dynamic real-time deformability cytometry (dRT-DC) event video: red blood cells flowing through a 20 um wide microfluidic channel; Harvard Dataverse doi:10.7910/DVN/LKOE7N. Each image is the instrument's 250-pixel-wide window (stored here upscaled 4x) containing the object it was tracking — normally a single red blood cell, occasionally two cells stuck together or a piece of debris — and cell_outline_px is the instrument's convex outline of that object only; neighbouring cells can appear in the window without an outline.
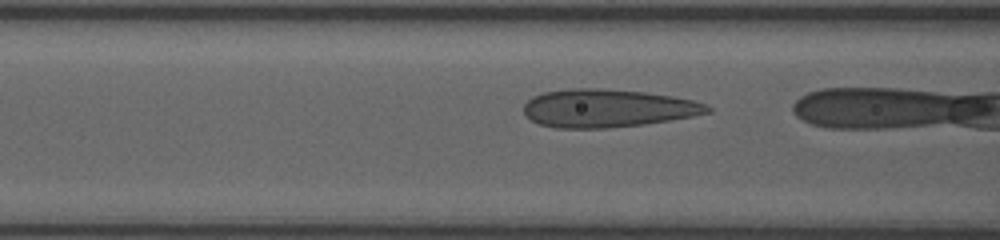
{"species": "human", "species_latin": "Homo sapiens", "temperature_condition": "room temperature", "stored_images_in_passage": 5, "camera_frame_rate_fps": 3000, "um_per_image_px": 0.085, "donor": {"sex": "female"}, "frame": {"image": 1, "passage_image": 4, "time_ms": 0.667, "image_size_px": [1000, 240], "cell_outline_px": [[712, 112], [692, 116], [644, 124], [608, 128], [556, 128], [540, 124], [524, 116], [524, 104], [532, 96], [544, 92], [572, 88], [600, 88], [644, 92], [672, 96], [692, 100], [708, 104], [712, 108]], "centroid_in_image_um": [51.63, 9.2], "position_along_channel_um": 115.0, "area_um2": 40.81}}